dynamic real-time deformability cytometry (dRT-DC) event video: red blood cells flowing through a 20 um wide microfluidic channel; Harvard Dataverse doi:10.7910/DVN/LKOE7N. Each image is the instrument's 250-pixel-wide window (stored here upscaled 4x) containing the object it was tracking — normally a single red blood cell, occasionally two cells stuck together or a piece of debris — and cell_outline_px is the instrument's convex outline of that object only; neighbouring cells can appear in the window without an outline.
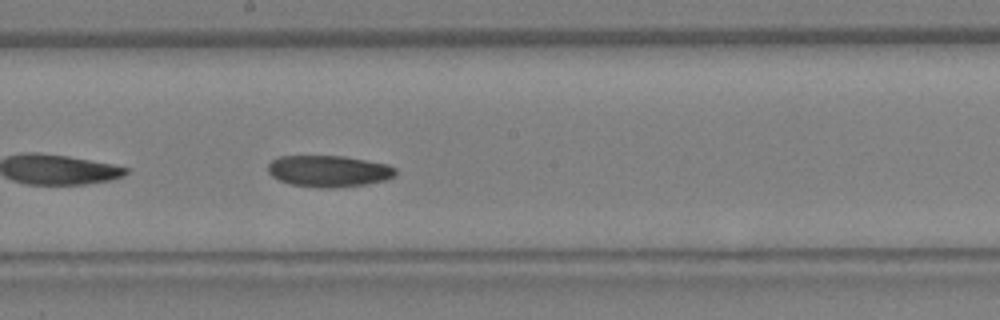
{"species": "Egyptian fruit bat (a non-hibernating species)", "species_latin": "Rousettus aegyptiacus", "temperature_condition": "warm", "stored_images_in_passage": 15, "camera_frame_rate_fps": 3000, "um_per_image_px": 0.085, "animal": {"sex": "female"}, "frame": {"image": 1, "passage_image": 15, "time_ms": 4.667, "image_size_px": [1000, 320], "cell_outline_px": [[396, 172], [388, 180], [364, 184], [332, 188], [320, 188], [292, 184], [280, 180], [272, 176], [268, 172], [268, 164], [272, 160], [280, 156], [344, 156], [388, 164], [396, 168]], "centroid_in_image_um": [27.95, 14.54], "position_along_channel_um": 220.3, "area_um2": 23.35}}